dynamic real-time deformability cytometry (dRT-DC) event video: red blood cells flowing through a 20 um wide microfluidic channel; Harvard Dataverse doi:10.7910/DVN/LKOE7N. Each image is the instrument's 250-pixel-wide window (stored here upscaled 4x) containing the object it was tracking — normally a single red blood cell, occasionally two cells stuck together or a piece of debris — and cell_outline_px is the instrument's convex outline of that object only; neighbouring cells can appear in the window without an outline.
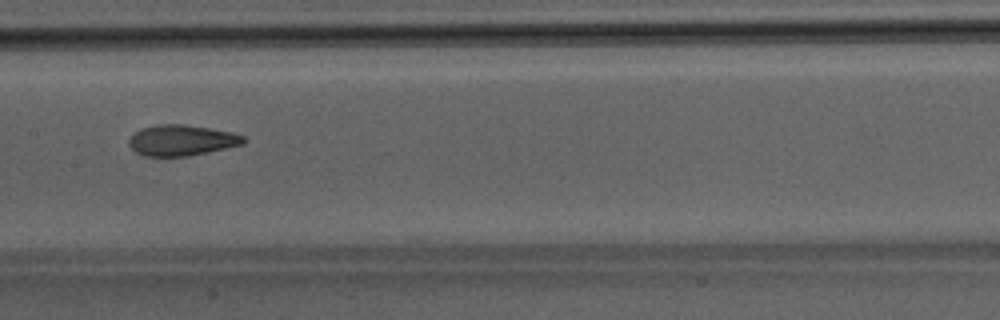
{"species": "Egyptian fruit bat (a non-hibernating species)", "species_latin": "Rousettus aegyptiacus", "temperature_condition": "room temperature", "stored_images_in_passage": 39, "camera_frame_rate_fps": 3000, "um_per_image_px": 0.085, "animal": {"sex": "male"}, "frame": {"image": 1, "passage_image": 15, "time_ms": 4.667, "image_size_px": [1000, 320], "cell_outline_px": [[248, 140], [244, 144], [188, 156], [144, 156], [136, 152], [128, 144], [128, 140], [140, 128], [156, 124], [180, 124], [208, 128], [232, 132], [244, 136]], "centroid_in_image_um": [15.44, 11.92], "position_along_channel_um": 192.0, "area_um2": 20.52}}
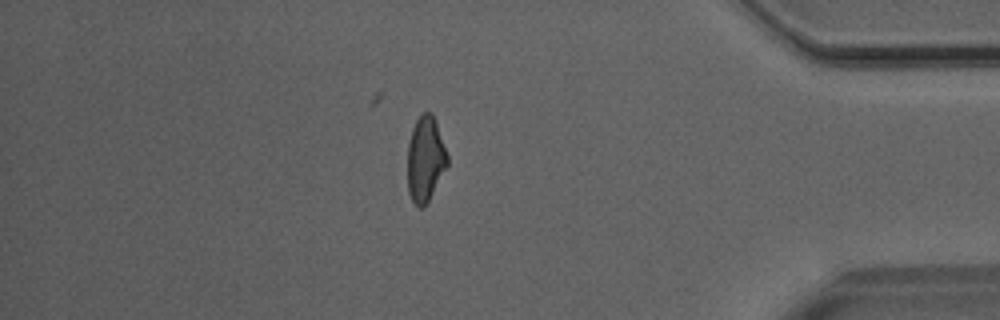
{"frame": {"image": 2, "passage_image": 32, "time_ms": 10.333, "image_size_px": [1000, 320], "cell_outline_px": [[448, 164], [424, 208], [420, 208], [412, 200], [408, 192], [408, 144], [412, 128], [416, 120], [424, 112], [432, 112], [448, 156]], "centroid_in_image_um": [36.15, 13.52], "position_along_channel_um": 399.1, "area_um2": 19.54}}
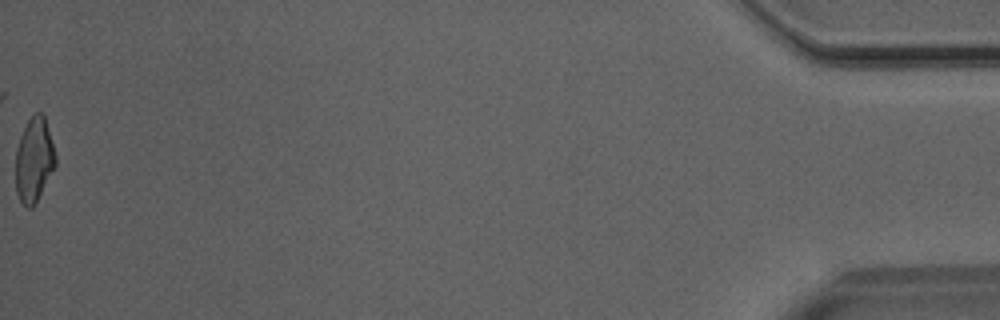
{"frame": {"image": 3, "passage_image": 39, "time_ms": 12.667, "image_size_px": [1000, 320], "cell_outline_px": [[56, 164], [32, 208], [28, 208], [20, 200], [16, 192], [16, 148], [20, 136], [28, 120], [36, 112], [40, 112], [44, 116], [56, 156]], "centroid_in_image_um": [2.88, 13.58], "position_along_channel_um": 432.3, "area_um2": 19.19}}